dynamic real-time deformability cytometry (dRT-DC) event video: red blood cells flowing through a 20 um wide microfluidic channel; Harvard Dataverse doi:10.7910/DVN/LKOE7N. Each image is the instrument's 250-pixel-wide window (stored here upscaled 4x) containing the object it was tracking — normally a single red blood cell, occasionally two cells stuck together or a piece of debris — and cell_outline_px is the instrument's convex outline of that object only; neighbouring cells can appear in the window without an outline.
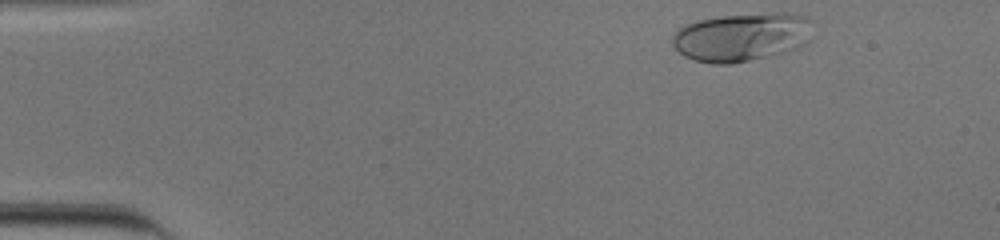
{"species": "human", "species_latin": "Homo sapiens", "temperature_condition": "cold", "stored_images_in_passage": 36, "camera_frame_rate_fps": 3000, "um_per_image_px": 0.085, "donor": {"sex": "male"}, "frame": {"image": 1, "passage_image": 1, "time_ms": 0.0, "image_size_px": [1000, 240], "cell_outline_px": [[812, 40], [808, 44], [784, 52], [732, 64], [712, 64], [696, 60], [684, 56], [672, 44], [672, 36], [680, 28], [688, 24], [700, 20], [724, 16], [776, 12], [788, 12], [804, 16], [812, 20]], "centroid_in_image_um": [63.13, 3.14], "position_along_channel_um": 21.9, "area_um2": 39.77}}
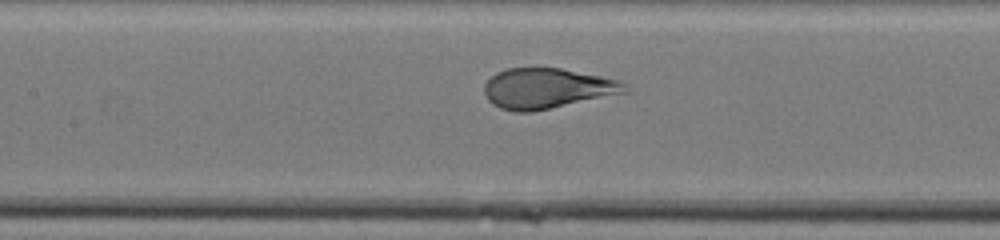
{"frame": {"image": 2, "passage_image": 19, "time_ms": 6.0, "image_size_px": [1000, 240], "cell_outline_px": [[628, 92], [528, 112], [516, 112], [500, 108], [492, 104], [488, 100], [484, 92], [484, 84], [496, 72], [508, 68], [560, 68], [620, 80], [628, 84]], "centroid_in_image_um": [46.49, 7.5], "position_along_channel_um": 160.9, "area_um2": 32.77}}
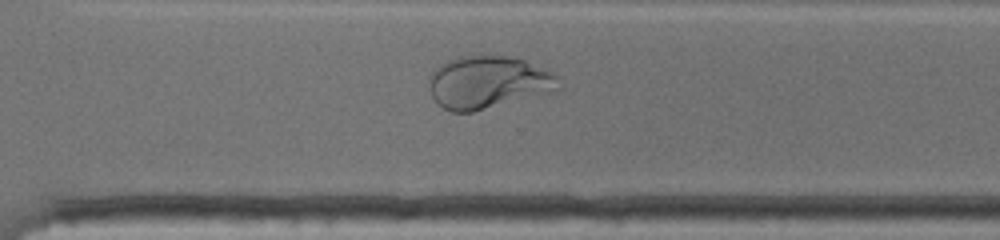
{"frame": {"image": 3, "passage_image": 32, "time_ms": 10.333, "image_size_px": [1000, 240], "cell_outline_px": [[560, 88], [472, 112], [452, 112], [436, 104], [432, 96], [432, 72], [440, 64], [456, 56], [508, 56], [524, 60], [544, 68], [560, 76]], "centroid_in_image_um": [41.49, 6.98], "position_along_channel_um": 329.1, "area_um2": 38.96}, "authors_computed_cell_mechanics": {"area_um2": 33.7552, "velocity_mm_per_s": 3.8854, "shape_relaxation_time_tau1_ms": 4.5758, "shape_relaxation_time_tau2_ms": null, "deformation_change_tau1": 0.2067, "deformation_change_tau2": null}}